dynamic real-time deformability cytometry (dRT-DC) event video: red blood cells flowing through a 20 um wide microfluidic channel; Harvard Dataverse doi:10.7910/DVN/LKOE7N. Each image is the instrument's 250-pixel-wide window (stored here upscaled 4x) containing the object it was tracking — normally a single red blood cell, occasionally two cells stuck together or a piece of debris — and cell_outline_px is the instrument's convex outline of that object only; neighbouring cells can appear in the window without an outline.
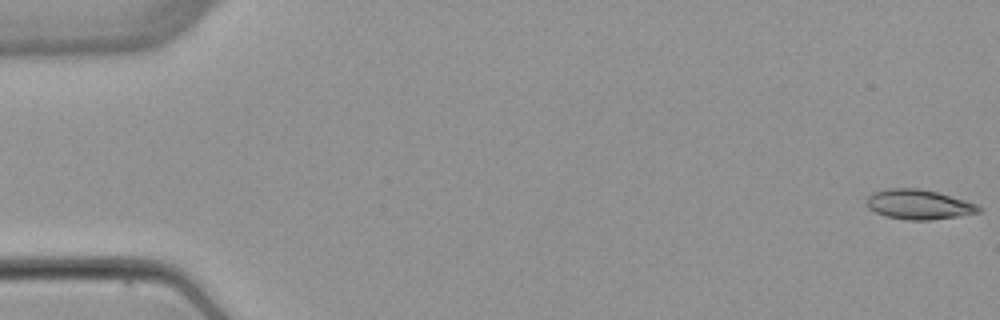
{"species": "common noctule bat (a hibernating species)", "species_latin": "Nyctalus noctula", "temperature_condition": "warm", "stored_images_in_passage": 6, "camera_frame_rate_fps": 3000, "um_per_image_px": 0.085, "animal": {"sex": "female", "body_mass_g": 22.7, "forearm_length_mm": 54.2}, "frame": {"image": 1, "passage_image": 1, "time_ms": 0.0, "image_size_px": [1000, 320], "cell_outline_px": [[980, 212], [960, 216], [928, 220], [908, 220], [884, 216], [868, 208], [868, 196], [872, 192], [888, 188], [916, 188], [936, 192], [964, 200], [976, 204], [980, 208]], "centroid_in_image_um": [78.07, 17.38], "position_along_channel_um": 6.9, "area_um2": 19.25}}
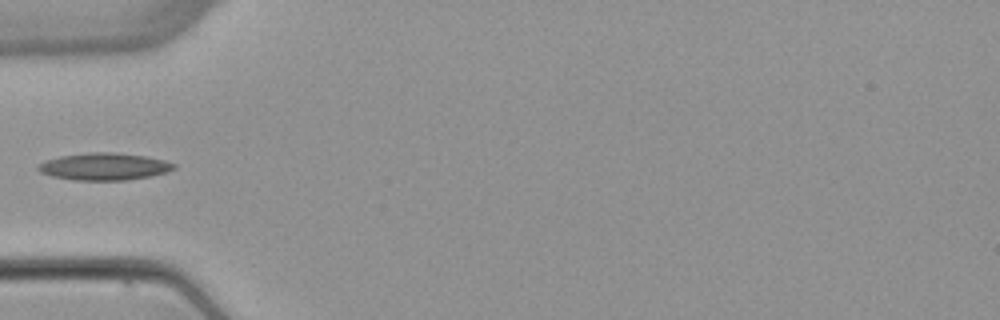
{"frame": {"image": 2, "passage_image": 5, "time_ms": 5.667, "image_size_px": [1000, 320], "cell_outline_px": [[176, 168], [168, 172], [152, 176], [128, 180], [72, 180], [52, 176], [40, 172], [36, 168], [40, 164], [48, 160], [60, 156], [88, 152], [116, 152], [144, 156], [164, 160], [176, 164]], "centroid_in_image_um": [8.9, 14.16], "position_along_channel_um": 76.1, "area_um2": 21.56}}